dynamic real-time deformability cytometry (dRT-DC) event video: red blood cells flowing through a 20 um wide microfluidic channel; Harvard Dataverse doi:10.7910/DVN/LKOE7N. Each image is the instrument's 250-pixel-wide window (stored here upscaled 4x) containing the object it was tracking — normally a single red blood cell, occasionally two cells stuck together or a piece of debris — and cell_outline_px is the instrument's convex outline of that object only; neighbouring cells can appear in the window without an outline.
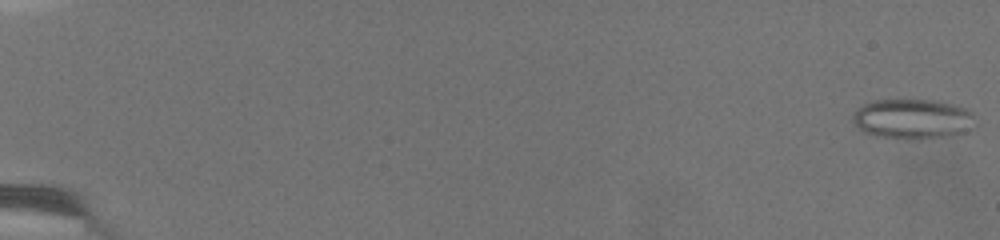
{"species": "common noctule bat (a hibernating species)", "species_latin": "Nyctalus noctula", "temperature_condition": "warm", "stored_images_in_passage": 19, "camera_frame_rate_fps": 3000, "um_per_image_px": 0.085, "animal": {"sex": "female", "body_mass_g": 19.5, "forearm_length_mm": 54.1}, "frame": {"image": 1, "passage_image": 1, "time_ms": 0.0, "image_size_px": [1000, 240], "cell_outline_px": [[972, 116], [956, 132], [944, 136], [880, 136], [864, 132], [856, 124], [852, 116], [856, 108], [872, 100], [932, 100], [952, 104], [964, 108], [972, 112]], "centroid_in_image_um": [77.38, 10.02], "position_along_channel_um": 7.6, "area_um2": 26.3}}
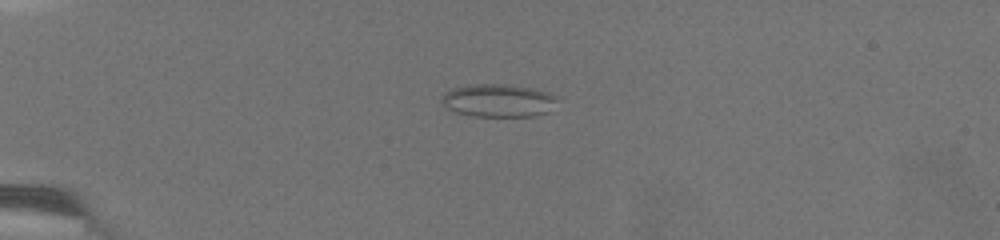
{"frame": {"image": 2, "passage_image": 12, "time_ms": 4.667, "image_size_px": [1000, 240], "cell_outline_px": [[556, 100], [548, 112], [532, 116], [476, 116], [456, 112], [448, 108], [440, 100], [444, 92], [452, 88], [480, 84], [500, 84], [528, 88], [548, 92], [556, 96]], "centroid_in_image_um": [42.32, 8.55], "position_along_channel_um": 42.7, "area_um2": 21.73}}
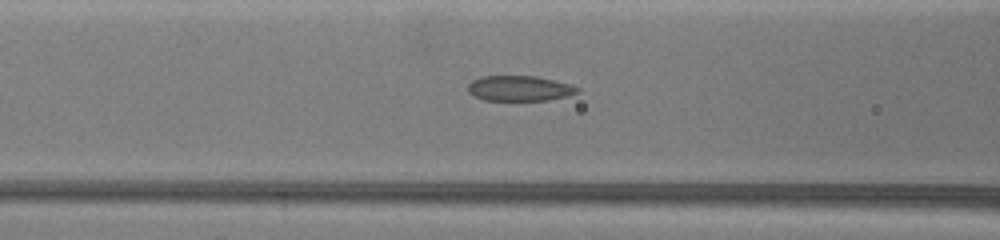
{"frame": {"image": 3, "passage_image": 19, "time_ms": 7.667, "image_size_px": [1000, 240], "cell_outline_px": [[580, 92], [568, 96], [548, 100], [484, 100], [468, 92], [468, 84], [472, 80], [484, 76], [536, 76], [572, 84], [580, 88]], "centroid_in_image_um": [44.21, 7.51], "position_along_channel_um": 122.4, "area_um2": 16.18}}